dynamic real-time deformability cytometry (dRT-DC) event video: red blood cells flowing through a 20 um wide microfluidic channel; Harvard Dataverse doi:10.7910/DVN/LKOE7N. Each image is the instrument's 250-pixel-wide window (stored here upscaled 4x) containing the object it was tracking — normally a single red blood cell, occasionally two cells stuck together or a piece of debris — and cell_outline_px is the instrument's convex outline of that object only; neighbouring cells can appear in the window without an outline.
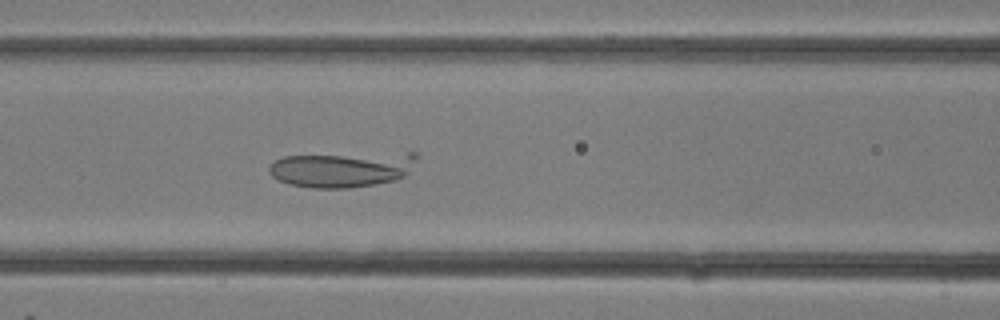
{"species": "common noctule bat (a hibernating species)", "species_latin": "Nyctalus noctula", "temperature_condition": "room temperature", "stored_images_in_passage": 26, "camera_frame_rate_fps": 3000, "um_per_image_px": 0.085, "animal": {"sex": "female"}, "frame": {"image": 1, "passage_image": 7, "time_ms": 2.0, "image_size_px": [1000, 320], "cell_outline_px": [[416, 160], [408, 172], [404, 176], [396, 180], [376, 184], [348, 188], [312, 188], [292, 184], [280, 180], [272, 176], [268, 172], [268, 168], [276, 160], [284, 156], [408, 152], [416, 152]], "centroid_in_image_um": [29.1, 14.39], "position_along_channel_um": 137.5, "area_um2": 30.35}}
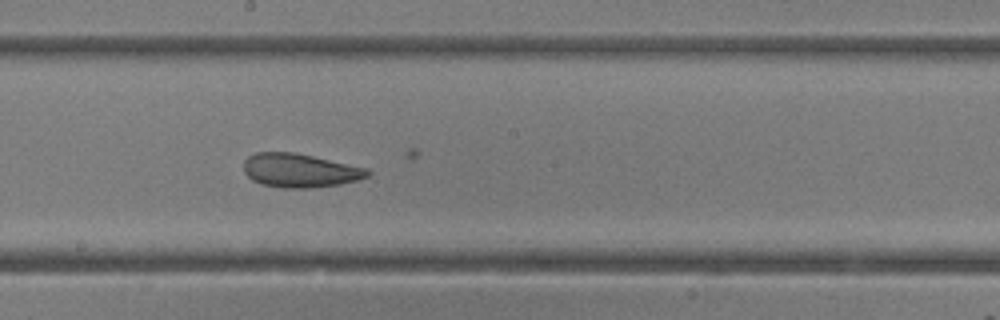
{"frame": {"image": 2, "passage_image": 11, "time_ms": 3.333, "image_size_px": [1000, 320], "cell_outline_px": [[372, 172], [368, 176], [356, 180], [340, 184], [312, 188], [284, 188], [264, 184], [252, 180], [244, 172], [244, 160], [248, 156], [256, 152], [292, 152], [312, 156], [368, 168]], "centroid_in_image_um": [25.49, 14.49], "position_along_channel_um": 222.7, "area_um2": 24.28}}